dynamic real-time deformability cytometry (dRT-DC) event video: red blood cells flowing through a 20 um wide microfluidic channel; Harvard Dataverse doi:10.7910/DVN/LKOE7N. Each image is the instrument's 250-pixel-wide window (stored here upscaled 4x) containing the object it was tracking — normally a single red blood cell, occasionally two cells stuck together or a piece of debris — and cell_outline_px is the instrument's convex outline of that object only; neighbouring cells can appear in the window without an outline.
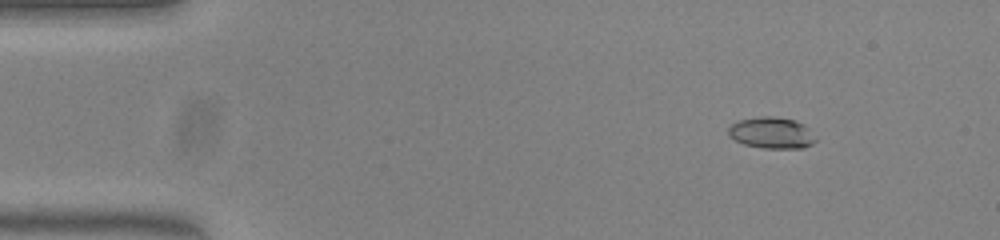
{"species": "common noctule bat (a hibernating species)", "species_latin": "Nyctalus noctula", "temperature_condition": "warm", "stored_images_in_passage": 47, "camera_frame_rate_fps": 3000, "um_per_image_px": 0.085, "animal": {"sex": "female", "body_mass_g": 23.0, "forearm_length_mm": 53.4}, "frame": {"image": 1, "passage_image": 1, "time_ms": 0.0, "image_size_px": [1000, 240], "cell_outline_px": [[816, 140], [812, 144], [804, 148], [764, 148], [744, 144], [728, 136], [728, 128], [732, 124], [740, 120], [760, 116], [772, 116], [796, 120], [804, 124]], "centroid_in_image_um": [65.58, 11.29], "position_along_channel_um": 19.4, "area_um2": 15.84}}
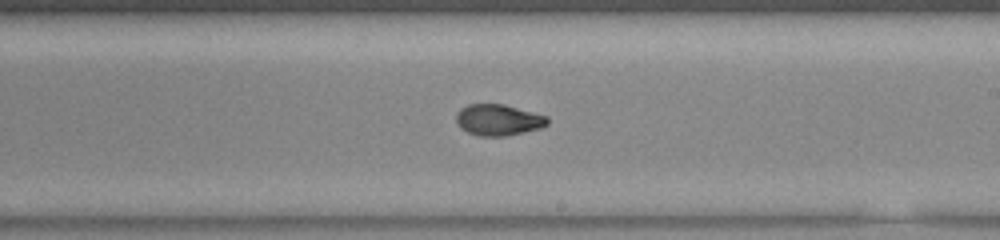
{"frame": {"image": 2, "passage_image": 25, "time_ms": 8.0, "image_size_px": [1000, 240], "cell_outline_px": [[548, 124], [540, 128], [524, 132], [504, 136], [480, 136], [468, 132], [460, 128], [456, 120], [456, 112], [460, 108], [468, 104], [504, 104], [548, 116]], "centroid_in_image_um": [42.34, 10.18], "position_along_channel_um": 246.7, "area_um2": 16.65}}
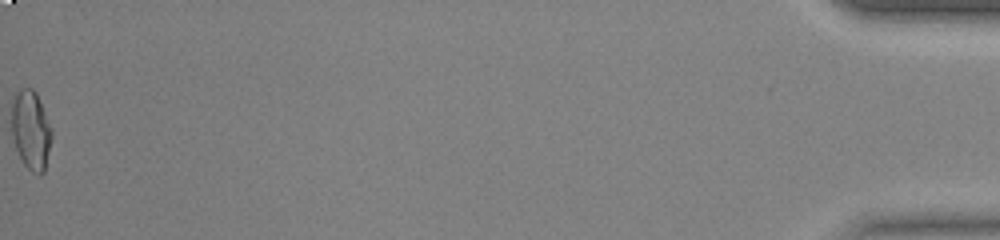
{"frame": {"image": 3, "passage_image": 47, "time_ms": 15.333, "image_size_px": [1000, 240], "cell_outline_px": [[52, 136], [44, 172], [40, 176], [32, 172], [24, 164], [16, 148], [12, 136], [12, 100], [20, 88], [32, 88], [36, 92], [52, 132]], "centroid_in_image_um": [2.62, 11.07], "position_along_channel_um": 432.6, "area_um2": 18.21}, "authors_computed_cell_mechanics": {"area_um2": 16.8198, "velocity_mm_per_s": 3.9746, "shape_relaxation_time_tau1_ms": 8.3045, "shape_relaxation_time_tau2_ms": 2.0111, "deformation_change_tau1": 0.2579, "deformation_change_tau2": 0.0495}}